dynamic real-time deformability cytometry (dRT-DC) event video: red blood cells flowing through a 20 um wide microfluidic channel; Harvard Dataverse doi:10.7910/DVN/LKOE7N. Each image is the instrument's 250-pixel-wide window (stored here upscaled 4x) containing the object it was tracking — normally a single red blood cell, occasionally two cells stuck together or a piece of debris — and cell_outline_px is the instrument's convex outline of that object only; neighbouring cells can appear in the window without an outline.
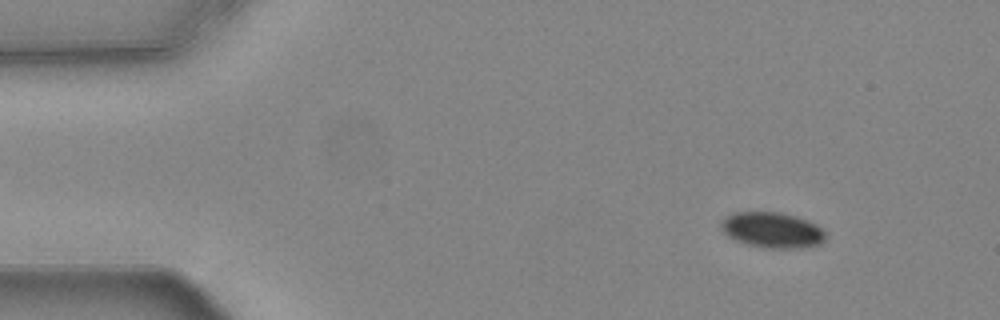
{"species": "common noctule bat (a hibernating species)", "species_latin": "Nyctalus noctula", "temperature_condition": "warm", "stored_images_in_passage": 55, "camera_frame_rate_fps": 3000, "um_per_image_px": 0.085, "animal": {"sex": "female", "body_mass_g": 24.6, "forearm_length_mm": 56.2}, "frame": {"image": 1, "passage_image": 6, "time_ms": 1.667, "image_size_px": [1000, 320], "cell_outline_px": [[824, 240], [820, 244], [804, 248], [764, 248], [748, 244], [736, 240], [728, 236], [720, 228], [720, 224], [728, 216], [736, 212], [780, 212], [796, 216], [816, 224], [824, 232]], "centroid_in_image_um": [65.65, 19.56], "position_along_channel_um": 19.4, "area_um2": 21.5}}
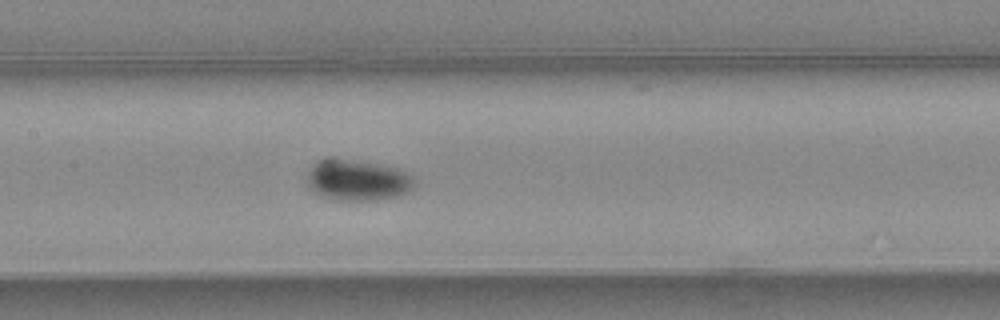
{"frame": {"image": 2, "passage_image": 26, "time_ms": 8.333, "image_size_px": [1000, 320], "cell_outline_px": [[416, 184], [408, 192], [400, 196], [376, 200], [332, 200], [316, 196], [304, 184], [304, 176], [312, 164], [320, 160], [332, 156], [376, 164], [396, 168], [408, 172], [416, 180]], "centroid_in_image_um": [30.29, 15.32], "position_along_channel_um": 177.1, "area_um2": 26.7}}
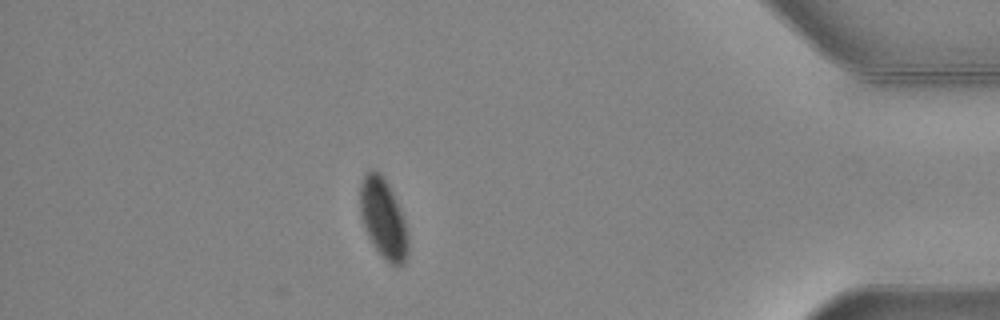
{"frame": {"image": 3, "passage_image": 48, "time_ms": 15.667, "image_size_px": [1000, 320], "cell_outline_px": [[408, 256], [404, 264], [396, 268], [388, 264], [380, 256], [372, 244], [364, 228], [360, 216], [360, 184], [364, 176], [372, 168], [380, 172], [388, 184], [400, 208], [404, 220], [408, 236]], "centroid_in_image_um": [32.58, 18.64], "position_along_channel_um": 402.6, "area_um2": 22.77}, "authors_computed_cell_mechanics": {"area_um2": 22.8888, "velocity_mm_per_s": 3.72, "shape_relaxation_time_tau1_ms": 3.3451, "shape_relaxation_time_tau2_ms": null, "deformation_change_tau1": 0.0547, "deformation_change_tau2": null}}